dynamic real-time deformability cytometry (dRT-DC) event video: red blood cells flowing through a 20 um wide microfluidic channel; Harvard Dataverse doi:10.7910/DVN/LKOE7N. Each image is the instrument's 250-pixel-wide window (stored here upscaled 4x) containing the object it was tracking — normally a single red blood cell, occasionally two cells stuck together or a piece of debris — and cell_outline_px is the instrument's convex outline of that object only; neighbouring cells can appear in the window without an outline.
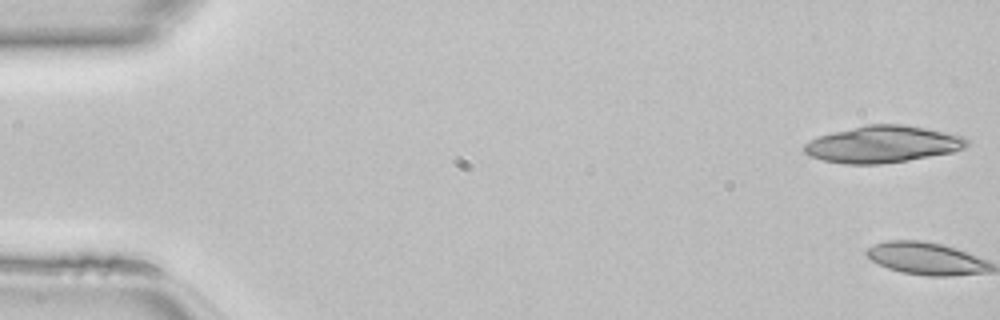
{"species": "common noctule bat (a hibernating species)", "species_latin": "Nyctalus noctula", "temperature_condition": "room temperature", "stored_images_in_passage": 2, "camera_frame_rate_fps": 3000, "um_per_image_px": 0.085, "animal": {"sex": "female", "body_mass_g": 22.7, "forearm_length_mm": 54.2}, "frame": {"image": 1, "passage_image": 1, "time_ms": 0.0, "image_size_px": [1000, 320], "cell_outline_px": [[968, 144], [964, 148], [952, 152], [880, 164], [844, 164], [824, 160], [808, 156], [804, 152], [804, 144], [820, 136], [868, 124], [904, 124], [928, 128], [964, 136], [968, 140]], "centroid_in_image_um": [75.05, 12.26], "position_along_channel_um": 9.9, "area_um2": 34.51}}